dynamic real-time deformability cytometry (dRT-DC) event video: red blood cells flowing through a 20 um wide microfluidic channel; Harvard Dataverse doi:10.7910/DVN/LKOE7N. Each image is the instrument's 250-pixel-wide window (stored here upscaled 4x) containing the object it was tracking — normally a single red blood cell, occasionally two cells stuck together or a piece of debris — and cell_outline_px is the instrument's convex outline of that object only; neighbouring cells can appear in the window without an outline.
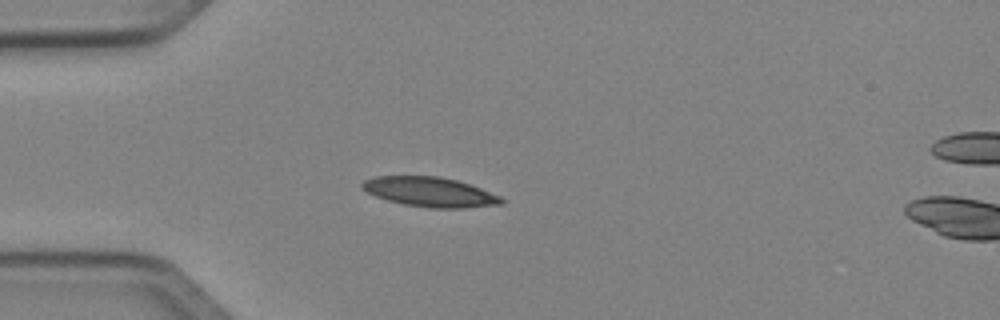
{"species": "Egyptian fruit bat (a non-hibernating species)", "species_latin": "Rousettus aegyptiacus", "temperature_condition": "cold", "stored_images_in_passage": 38, "camera_frame_rate_fps": 3000, "um_per_image_px": 0.085, "animal": {"sex": "female"}, "frame": {"image": 1, "passage_image": 1, "time_ms": 0.0, "image_size_px": [1000, 320], "cell_outline_px": [[504, 204], [464, 208], [432, 208], [404, 204], [388, 200], [376, 196], [360, 188], [360, 184], [364, 180], [376, 176], [440, 176], [456, 180], [480, 188], [500, 196], [504, 200]], "centroid_in_image_um": [36.54, 16.31], "position_along_channel_um": 48.5, "area_um2": 23.99}}
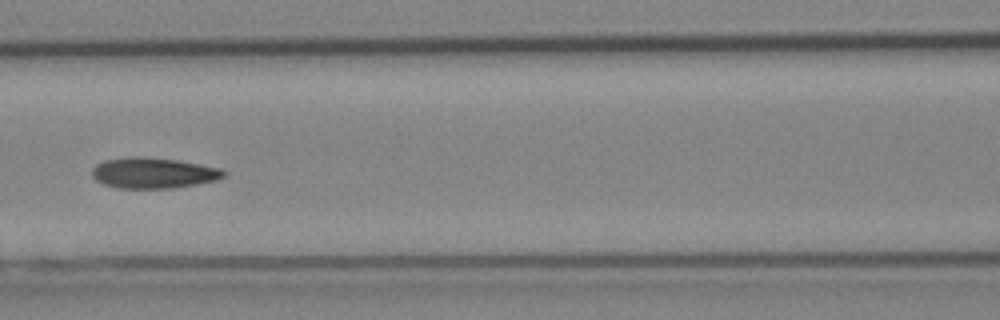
{"frame": {"image": 2, "passage_image": 10, "time_ms": 3.0, "image_size_px": [1000, 320], "cell_outline_px": [[228, 172], [224, 176], [216, 180], [196, 184], [172, 188], [120, 188], [104, 184], [96, 180], [92, 176], [92, 168], [96, 164], [104, 160], [128, 156], [144, 156], [176, 160], [200, 164], [220, 168]], "centroid_in_image_um": [13.02, 14.69], "position_along_channel_um": 153.6, "area_um2": 23.64}}
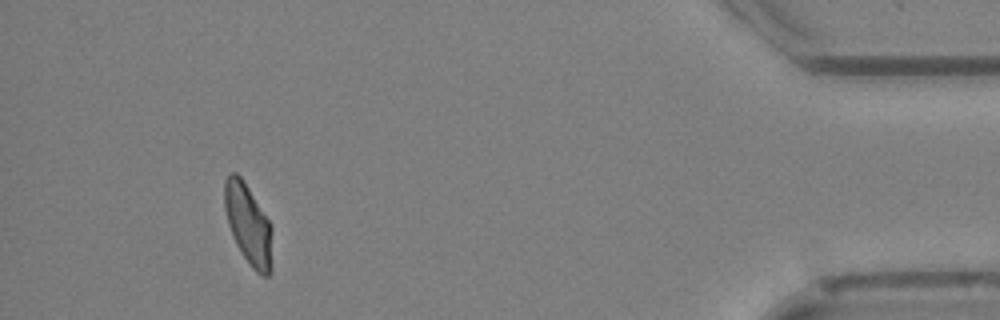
{"frame": {"image": 3, "passage_image": 34, "time_ms": 11.0, "image_size_px": [1000, 320], "cell_outline_px": [[272, 268], [268, 276], [260, 276], [252, 268], [236, 244], [232, 236], [228, 224], [224, 208], [224, 180], [228, 172], [236, 172], [240, 176], [272, 224]], "centroid_in_image_um": [21.11, 19.08], "position_along_channel_um": 414.1, "area_um2": 22.66}, "authors_computed_cell_mechanics": {"area_um2": 23.0044, "velocity_mm_per_s": 4.0287, "shape_relaxation_time_tau1_ms": 6.0852, "shape_relaxation_time_tau2_ms": 3.2187, "deformation_change_tau1": 0.1608, "deformation_change_tau2": 0.0944}}